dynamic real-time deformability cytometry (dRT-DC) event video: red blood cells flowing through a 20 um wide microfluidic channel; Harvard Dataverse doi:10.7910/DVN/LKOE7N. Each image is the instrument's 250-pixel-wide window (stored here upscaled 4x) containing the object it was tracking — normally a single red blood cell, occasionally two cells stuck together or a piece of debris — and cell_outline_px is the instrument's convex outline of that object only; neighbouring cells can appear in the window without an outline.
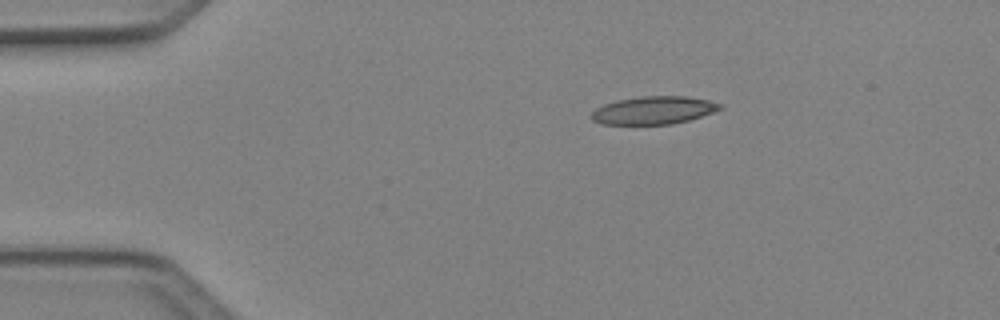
{"species": "Egyptian fruit bat (a non-hibernating species)", "species_latin": "Rousettus aegyptiacus", "temperature_condition": "cold", "stored_images_in_passage": 3, "camera_frame_rate_fps": 3000, "um_per_image_px": 0.085, "animal": {"sex": "female"}, "frame": {"image": 1, "passage_image": 1, "time_ms": 0.0, "image_size_px": [1000, 320], "cell_outline_px": [[724, 108], [688, 120], [672, 124], [600, 124], [592, 120], [592, 112], [596, 108], [604, 104], [616, 100], [640, 96], [688, 96], [708, 100], [724, 104]], "centroid_in_image_um": [55.57, 9.36], "position_along_channel_um": 29.4, "area_um2": 20.92}}